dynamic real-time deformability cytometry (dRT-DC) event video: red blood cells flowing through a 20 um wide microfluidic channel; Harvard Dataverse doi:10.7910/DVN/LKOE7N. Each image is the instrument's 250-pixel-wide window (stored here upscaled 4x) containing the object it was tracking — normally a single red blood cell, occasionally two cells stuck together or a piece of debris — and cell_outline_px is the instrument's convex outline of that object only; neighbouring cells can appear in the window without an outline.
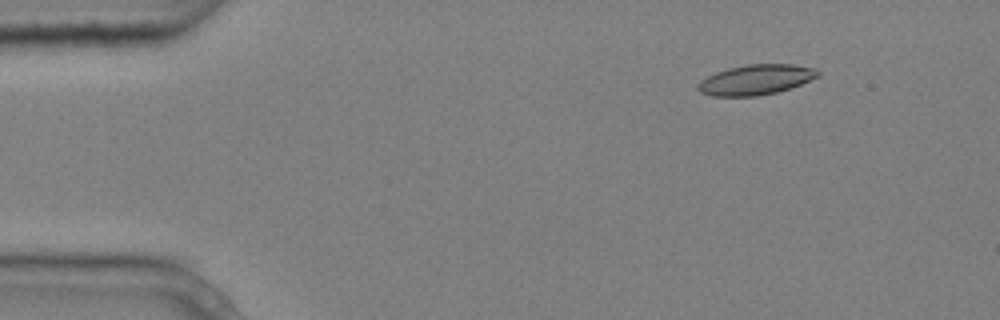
{"species": "common noctule bat (a hibernating species)", "species_latin": "Nyctalus noctula", "temperature_condition": "cold", "stored_images_in_passage": 4, "camera_frame_rate_fps": 3000, "um_per_image_px": 0.085, "animal": {"sex": "male", "body_mass_g": 20.4}, "frame": {"image": 1, "passage_image": 2, "time_ms": 0.333, "image_size_px": [1000, 320], "cell_outline_px": [[820, 76], [800, 84], [776, 92], [756, 96], [712, 96], [700, 92], [696, 88], [696, 84], [700, 80], [716, 72], [728, 68], [748, 64], [792, 64], [816, 68], [820, 72]], "centroid_in_image_um": [64.23, 6.77], "position_along_channel_um": 20.8, "area_um2": 21.1}}
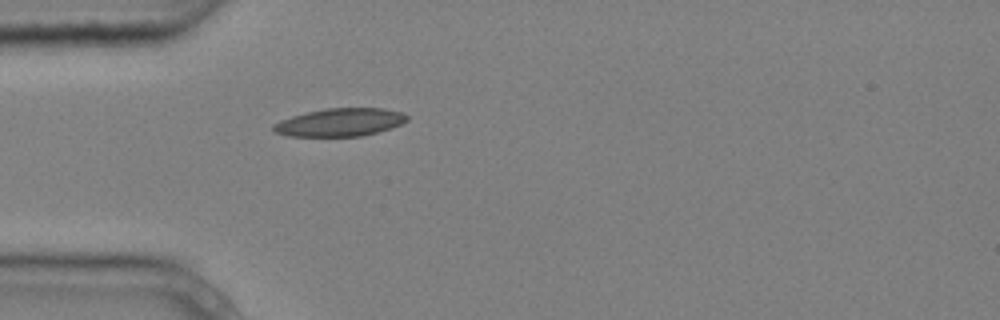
{"frame": {"image": 2, "passage_image": 4, "time_ms": 1.0, "image_size_px": [1000, 320], "cell_outline_px": [[408, 120], [392, 128], [360, 136], [288, 136], [272, 132], [272, 124], [280, 120], [292, 116], [308, 112], [328, 108], [384, 108], [404, 112], [408, 116]], "centroid_in_image_um": [28.89, 10.39], "position_along_channel_um": 56.1, "area_um2": 21.85}}